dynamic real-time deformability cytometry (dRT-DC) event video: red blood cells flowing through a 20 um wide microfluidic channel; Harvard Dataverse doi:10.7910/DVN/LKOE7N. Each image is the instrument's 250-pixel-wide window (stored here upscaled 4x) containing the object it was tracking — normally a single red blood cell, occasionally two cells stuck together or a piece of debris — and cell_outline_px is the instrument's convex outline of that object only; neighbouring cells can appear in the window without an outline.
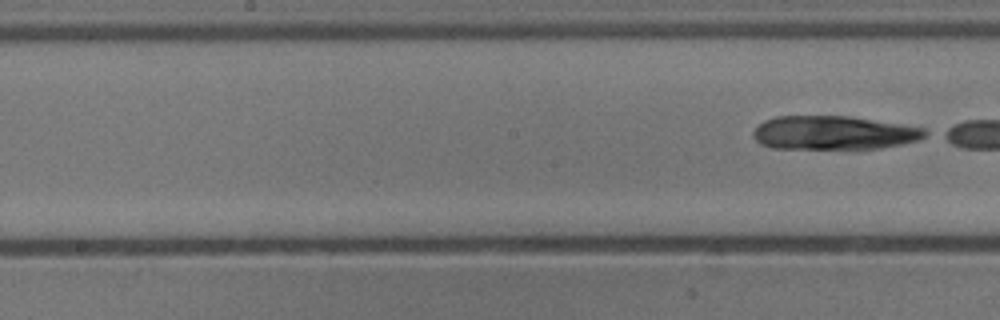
{"species": "common noctule bat (a hibernating species)", "species_latin": "Nyctalus noctula", "temperature_condition": "cold", "stored_images_in_passage": 8, "segment_of_instrument_passage": [2, 2], "camera_frame_rate_fps": 3000, "um_per_image_px": 0.085, "animal": {"sex": "male", "body_mass_g": 13.3}, "frame": {"image": 1, "passage_image": 8, "time_ms": 2.333, "image_size_px": [1000, 320], "cell_outline_px": [[932, 132], [916, 140], [900, 144], [876, 148], [772, 148], [760, 144], [752, 136], [752, 132], [764, 120], [776, 116], [848, 116], [900, 124], [924, 128]], "centroid_in_image_um": [70.83, 11.28], "position_along_channel_um": 177.4, "area_um2": 33.47}}